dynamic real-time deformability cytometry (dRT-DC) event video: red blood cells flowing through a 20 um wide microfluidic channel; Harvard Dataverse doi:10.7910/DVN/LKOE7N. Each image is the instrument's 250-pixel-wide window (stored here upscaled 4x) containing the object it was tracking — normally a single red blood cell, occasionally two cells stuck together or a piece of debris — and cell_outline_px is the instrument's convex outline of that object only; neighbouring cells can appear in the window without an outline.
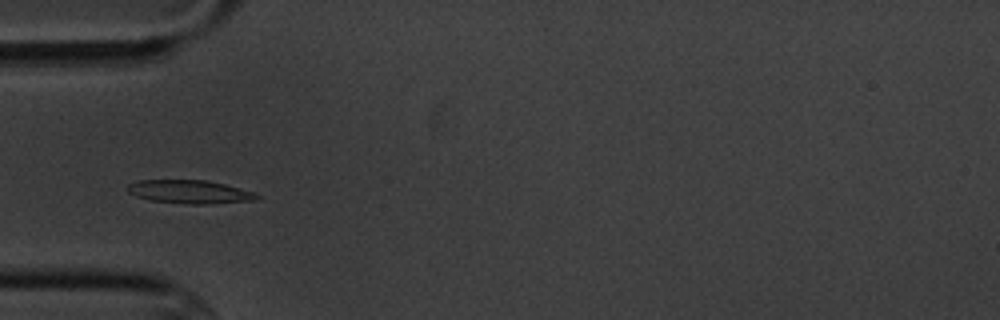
{"species": "common noctule bat (a hibernating species)", "species_latin": "Nyctalus noctula", "temperature_condition": "cold", "stored_images_in_passage": 8, "camera_frame_rate_fps": 3000, "um_per_image_px": 0.085, "animal": {"sex": "male", "body_mass_g": 20.1, "forearm_length_mm": 53.5}, "frame": {"image": 1, "passage_image": 3, "time_ms": 2.333, "image_size_px": [1000, 320], "cell_outline_px": [[260, 196], [256, 200], [212, 204], [188, 204], [148, 200], [136, 196], [128, 192], [128, 184], [140, 180], [204, 180], [224, 184], [252, 192]], "centroid_in_image_um": [16.1, 16.31], "position_along_channel_um": 68.9, "area_um2": 17.51}}
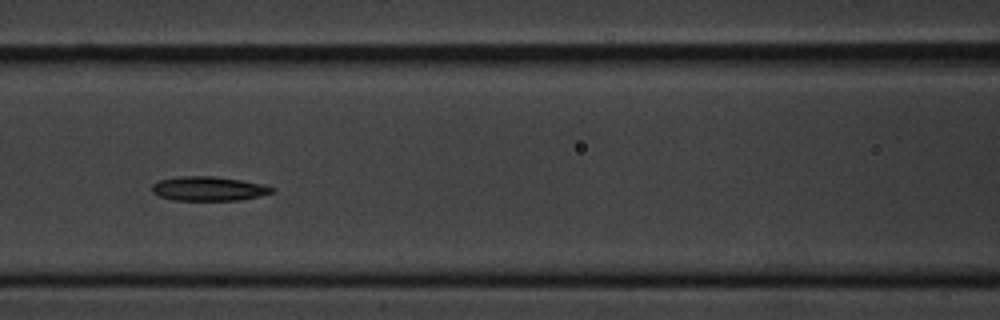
{"frame": {"image": 2, "passage_image": 5, "time_ms": 4.667, "image_size_px": [1000, 320], "cell_outline_px": [[276, 188], [272, 192], [260, 196], [240, 200], [172, 200], [160, 196], [152, 192], [152, 184], [160, 180], [180, 176], [212, 176], [240, 180], [264, 184]], "centroid_in_image_um": [17.74, 16.04], "position_along_channel_um": 148.9, "area_um2": 16.94}}
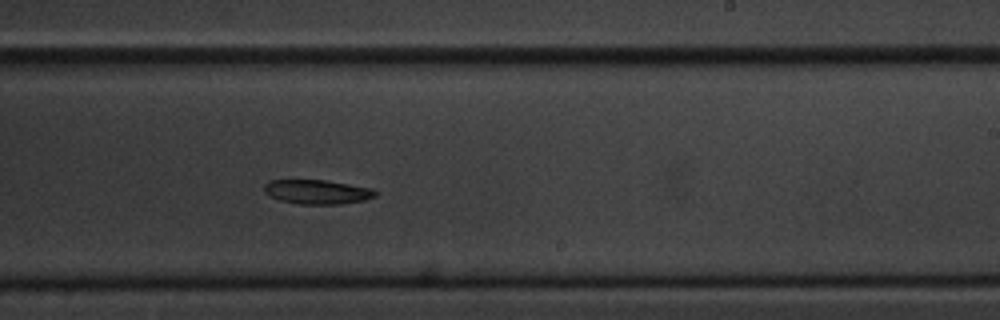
{"frame": {"image": 3, "passage_image": 8, "time_ms": 8.0, "image_size_px": [1000, 320], "cell_outline_px": [[376, 196], [364, 200], [340, 204], [300, 204], [280, 200], [264, 192], [264, 184], [268, 180], [324, 180], [372, 188], [376, 192]], "centroid_in_image_um": [26.95, 16.3], "position_along_channel_um": 262.1, "area_um2": 15.61}}